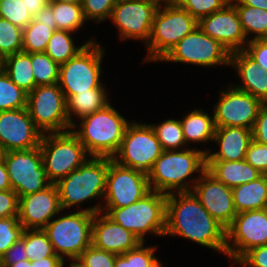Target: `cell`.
I'll return each instance as SVG.
<instances>
[{
    "instance_id": "24",
    "label": "cell",
    "mask_w": 267,
    "mask_h": 267,
    "mask_svg": "<svg viewBox=\"0 0 267 267\" xmlns=\"http://www.w3.org/2000/svg\"><path fill=\"white\" fill-rule=\"evenodd\" d=\"M230 65L236 67L243 86L237 89L245 91L262 103H267V72L252 60L243 50L232 52Z\"/></svg>"
},
{
    "instance_id": "55",
    "label": "cell",
    "mask_w": 267,
    "mask_h": 267,
    "mask_svg": "<svg viewBox=\"0 0 267 267\" xmlns=\"http://www.w3.org/2000/svg\"><path fill=\"white\" fill-rule=\"evenodd\" d=\"M232 1L233 3L235 1L233 5H246L267 10V0H230V2Z\"/></svg>"
},
{
    "instance_id": "18",
    "label": "cell",
    "mask_w": 267,
    "mask_h": 267,
    "mask_svg": "<svg viewBox=\"0 0 267 267\" xmlns=\"http://www.w3.org/2000/svg\"><path fill=\"white\" fill-rule=\"evenodd\" d=\"M214 109L215 127L253 128L262 102L237 88L222 91Z\"/></svg>"
},
{
    "instance_id": "38",
    "label": "cell",
    "mask_w": 267,
    "mask_h": 267,
    "mask_svg": "<svg viewBox=\"0 0 267 267\" xmlns=\"http://www.w3.org/2000/svg\"><path fill=\"white\" fill-rule=\"evenodd\" d=\"M23 51V29L10 21L0 18V56Z\"/></svg>"
},
{
    "instance_id": "40",
    "label": "cell",
    "mask_w": 267,
    "mask_h": 267,
    "mask_svg": "<svg viewBox=\"0 0 267 267\" xmlns=\"http://www.w3.org/2000/svg\"><path fill=\"white\" fill-rule=\"evenodd\" d=\"M25 227L18 216L0 218V258L15 243L22 239Z\"/></svg>"
},
{
    "instance_id": "60",
    "label": "cell",
    "mask_w": 267,
    "mask_h": 267,
    "mask_svg": "<svg viewBox=\"0 0 267 267\" xmlns=\"http://www.w3.org/2000/svg\"><path fill=\"white\" fill-rule=\"evenodd\" d=\"M70 267H84L81 263H79L77 260H73L70 264Z\"/></svg>"
},
{
    "instance_id": "15",
    "label": "cell",
    "mask_w": 267,
    "mask_h": 267,
    "mask_svg": "<svg viewBox=\"0 0 267 267\" xmlns=\"http://www.w3.org/2000/svg\"><path fill=\"white\" fill-rule=\"evenodd\" d=\"M231 53L198 27L181 39L161 61L202 66L230 65Z\"/></svg>"
},
{
    "instance_id": "19",
    "label": "cell",
    "mask_w": 267,
    "mask_h": 267,
    "mask_svg": "<svg viewBox=\"0 0 267 267\" xmlns=\"http://www.w3.org/2000/svg\"><path fill=\"white\" fill-rule=\"evenodd\" d=\"M192 192L209 214L227 228L237 212L234 207L232 188L217 180L207 170L194 180Z\"/></svg>"
},
{
    "instance_id": "29",
    "label": "cell",
    "mask_w": 267,
    "mask_h": 267,
    "mask_svg": "<svg viewBox=\"0 0 267 267\" xmlns=\"http://www.w3.org/2000/svg\"><path fill=\"white\" fill-rule=\"evenodd\" d=\"M183 136L186 144L188 141L199 142L214 139L215 124L214 117H209L201 109L193 110L182 121L180 120Z\"/></svg>"
},
{
    "instance_id": "39",
    "label": "cell",
    "mask_w": 267,
    "mask_h": 267,
    "mask_svg": "<svg viewBox=\"0 0 267 267\" xmlns=\"http://www.w3.org/2000/svg\"><path fill=\"white\" fill-rule=\"evenodd\" d=\"M26 8L23 0H0V18L23 29L33 20Z\"/></svg>"
},
{
    "instance_id": "28",
    "label": "cell",
    "mask_w": 267,
    "mask_h": 267,
    "mask_svg": "<svg viewBox=\"0 0 267 267\" xmlns=\"http://www.w3.org/2000/svg\"><path fill=\"white\" fill-rule=\"evenodd\" d=\"M3 71L13 83L27 93L36 87L30 53L22 51L6 56L3 58Z\"/></svg>"
},
{
    "instance_id": "48",
    "label": "cell",
    "mask_w": 267,
    "mask_h": 267,
    "mask_svg": "<svg viewBox=\"0 0 267 267\" xmlns=\"http://www.w3.org/2000/svg\"><path fill=\"white\" fill-rule=\"evenodd\" d=\"M237 262L248 267H267V244L250 249Z\"/></svg>"
},
{
    "instance_id": "50",
    "label": "cell",
    "mask_w": 267,
    "mask_h": 267,
    "mask_svg": "<svg viewBox=\"0 0 267 267\" xmlns=\"http://www.w3.org/2000/svg\"><path fill=\"white\" fill-rule=\"evenodd\" d=\"M28 259L25 247V231L20 241L15 242L0 258V265H13Z\"/></svg>"
},
{
    "instance_id": "27",
    "label": "cell",
    "mask_w": 267,
    "mask_h": 267,
    "mask_svg": "<svg viewBox=\"0 0 267 267\" xmlns=\"http://www.w3.org/2000/svg\"><path fill=\"white\" fill-rule=\"evenodd\" d=\"M106 92L101 85L98 88L88 89V91L79 92L78 94L66 98V111L70 125L75 128L77 125L71 119V112L83 118L108 105Z\"/></svg>"
},
{
    "instance_id": "11",
    "label": "cell",
    "mask_w": 267,
    "mask_h": 267,
    "mask_svg": "<svg viewBox=\"0 0 267 267\" xmlns=\"http://www.w3.org/2000/svg\"><path fill=\"white\" fill-rule=\"evenodd\" d=\"M162 152L163 149L150 124L129 123L117 155L112 159L122 166L148 174Z\"/></svg>"
},
{
    "instance_id": "3",
    "label": "cell",
    "mask_w": 267,
    "mask_h": 267,
    "mask_svg": "<svg viewBox=\"0 0 267 267\" xmlns=\"http://www.w3.org/2000/svg\"><path fill=\"white\" fill-rule=\"evenodd\" d=\"M128 121L110 104L81 118L80 131L73 130L91 157L114 158L117 154Z\"/></svg>"
},
{
    "instance_id": "17",
    "label": "cell",
    "mask_w": 267,
    "mask_h": 267,
    "mask_svg": "<svg viewBox=\"0 0 267 267\" xmlns=\"http://www.w3.org/2000/svg\"><path fill=\"white\" fill-rule=\"evenodd\" d=\"M42 135L27 107L0 111V145L4 152L40 147Z\"/></svg>"
},
{
    "instance_id": "6",
    "label": "cell",
    "mask_w": 267,
    "mask_h": 267,
    "mask_svg": "<svg viewBox=\"0 0 267 267\" xmlns=\"http://www.w3.org/2000/svg\"><path fill=\"white\" fill-rule=\"evenodd\" d=\"M108 165L107 157L88 158L78 169L60 179L56 186L62 210L88 199L104 197Z\"/></svg>"
},
{
    "instance_id": "53",
    "label": "cell",
    "mask_w": 267,
    "mask_h": 267,
    "mask_svg": "<svg viewBox=\"0 0 267 267\" xmlns=\"http://www.w3.org/2000/svg\"><path fill=\"white\" fill-rule=\"evenodd\" d=\"M26 5V9L29 11L31 16L36 15L42 10L49 2V0H23Z\"/></svg>"
},
{
    "instance_id": "47",
    "label": "cell",
    "mask_w": 267,
    "mask_h": 267,
    "mask_svg": "<svg viewBox=\"0 0 267 267\" xmlns=\"http://www.w3.org/2000/svg\"><path fill=\"white\" fill-rule=\"evenodd\" d=\"M18 204L19 198L14 190L0 191V218L18 216Z\"/></svg>"
},
{
    "instance_id": "51",
    "label": "cell",
    "mask_w": 267,
    "mask_h": 267,
    "mask_svg": "<svg viewBox=\"0 0 267 267\" xmlns=\"http://www.w3.org/2000/svg\"><path fill=\"white\" fill-rule=\"evenodd\" d=\"M33 20L46 24H52V29L54 31L56 30V22L53 16V10L48 4L33 16Z\"/></svg>"
},
{
    "instance_id": "49",
    "label": "cell",
    "mask_w": 267,
    "mask_h": 267,
    "mask_svg": "<svg viewBox=\"0 0 267 267\" xmlns=\"http://www.w3.org/2000/svg\"><path fill=\"white\" fill-rule=\"evenodd\" d=\"M252 140L267 145V103H262L252 128Z\"/></svg>"
},
{
    "instance_id": "62",
    "label": "cell",
    "mask_w": 267,
    "mask_h": 267,
    "mask_svg": "<svg viewBox=\"0 0 267 267\" xmlns=\"http://www.w3.org/2000/svg\"><path fill=\"white\" fill-rule=\"evenodd\" d=\"M3 154H4V151H3V149H2V147L0 145V159L3 158Z\"/></svg>"
},
{
    "instance_id": "14",
    "label": "cell",
    "mask_w": 267,
    "mask_h": 267,
    "mask_svg": "<svg viewBox=\"0 0 267 267\" xmlns=\"http://www.w3.org/2000/svg\"><path fill=\"white\" fill-rule=\"evenodd\" d=\"M231 240L234 247L228 242ZM266 244L267 208L237 213L226 228L225 254L235 263L250 249Z\"/></svg>"
},
{
    "instance_id": "34",
    "label": "cell",
    "mask_w": 267,
    "mask_h": 267,
    "mask_svg": "<svg viewBox=\"0 0 267 267\" xmlns=\"http://www.w3.org/2000/svg\"><path fill=\"white\" fill-rule=\"evenodd\" d=\"M30 60L36 87L58 83L60 66L45 52L30 53Z\"/></svg>"
},
{
    "instance_id": "25",
    "label": "cell",
    "mask_w": 267,
    "mask_h": 267,
    "mask_svg": "<svg viewBox=\"0 0 267 267\" xmlns=\"http://www.w3.org/2000/svg\"><path fill=\"white\" fill-rule=\"evenodd\" d=\"M206 170L229 188H233L262 175L245 159L240 161H206Z\"/></svg>"
},
{
    "instance_id": "23",
    "label": "cell",
    "mask_w": 267,
    "mask_h": 267,
    "mask_svg": "<svg viewBox=\"0 0 267 267\" xmlns=\"http://www.w3.org/2000/svg\"><path fill=\"white\" fill-rule=\"evenodd\" d=\"M214 142L219 144V151L206 155V161H240L252 141V130L242 127H216Z\"/></svg>"
},
{
    "instance_id": "5",
    "label": "cell",
    "mask_w": 267,
    "mask_h": 267,
    "mask_svg": "<svg viewBox=\"0 0 267 267\" xmlns=\"http://www.w3.org/2000/svg\"><path fill=\"white\" fill-rule=\"evenodd\" d=\"M167 194L151 190L137 202L123 208H106L105 214L144 242L145 233L163 236L166 228Z\"/></svg>"
},
{
    "instance_id": "44",
    "label": "cell",
    "mask_w": 267,
    "mask_h": 267,
    "mask_svg": "<svg viewBox=\"0 0 267 267\" xmlns=\"http://www.w3.org/2000/svg\"><path fill=\"white\" fill-rule=\"evenodd\" d=\"M141 242L130 250V267H162L161 263L153 255L155 247H143Z\"/></svg>"
},
{
    "instance_id": "4",
    "label": "cell",
    "mask_w": 267,
    "mask_h": 267,
    "mask_svg": "<svg viewBox=\"0 0 267 267\" xmlns=\"http://www.w3.org/2000/svg\"><path fill=\"white\" fill-rule=\"evenodd\" d=\"M98 205L50 221L43 230L47 233L53 250L62 260L64 256L77 260L92 245L94 214L101 213Z\"/></svg>"
},
{
    "instance_id": "12",
    "label": "cell",
    "mask_w": 267,
    "mask_h": 267,
    "mask_svg": "<svg viewBox=\"0 0 267 267\" xmlns=\"http://www.w3.org/2000/svg\"><path fill=\"white\" fill-rule=\"evenodd\" d=\"M3 159L11 188L18 198L42 191L51 184L43 165L40 147L4 152Z\"/></svg>"
},
{
    "instance_id": "42",
    "label": "cell",
    "mask_w": 267,
    "mask_h": 267,
    "mask_svg": "<svg viewBox=\"0 0 267 267\" xmlns=\"http://www.w3.org/2000/svg\"><path fill=\"white\" fill-rule=\"evenodd\" d=\"M77 261L84 267H114L116 254L97 249L91 245L81 253Z\"/></svg>"
},
{
    "instance_id": "56",
    "label": "cell",
    "mask_w": 267,
    "mask_h": 267,
    "mask_svg": "<svg viewBox=\"0 0 267 267\" xmlns=\"http://www.w3.org/2000/svg\"><path fill=\"white\" fill-rule=\"evenodd\" d=\"M114 267H130V250L123 254L116 255Z\"/></svg>"
},
{
    "instance_id": "21",
    "label": "cell",
    "mask_w": 267,
    "mask_h": 267,
    "mask_svg": "<svg viewBox=\"0 0 267 267\" xmlns=\"http://www.w3.org/2000/svg\"><path fill=\"white\" fill-rule=\"evenodd\" d=\"M61 210L56 184H50L42 191L19 197L18 219L25 229H43Z\"/></svg>"
},
{
    "instance_id": "30",
    "label": "cell",
    "mask_w": 267,
    "mask_h": 267,
    "mask_svg": "<svg viewBox=\"0 0 267 267\" xmlns=\"http://www.w3.org/2000/svg\"><path fill=\"white\" fill-rule=\"evenodd\" d=\"M70 33L68 31L55 30L47 44L45 53L59 66L73 58L87 43L94 42L89 40V42L76 48Z\"/></svg>"
},
{
    "instance_id": "43",
    "label": "cell",
    "mask_w": 267,
    "mask_h": 267,
    "mask_svg": "<svg viewBox=\"0 0 267 267\" xmlns=\"http://www.w3.org/2000/svg\"><path fill=\"white\" fill-rule=\"evenodd\" d=\"M117 0H82V9L85 19H95L100 22L110 18Z\"/></svg>"
},
{
    "instance_id": "2",
    "label": "cell",
    "mask_w": 267,
    "mask_h": 267,
    "mask_svg": "<svg viewBox=\"0 0 267 267\" xmlns=\"http://www.w3.org/2000/svg\"><path fill=\"white\" fill-rule=\"evenodd\" d=\"M209 153L196 149L163 151L147 174L150 189L164 194H170L174 189L191 192L189 183L184 181L191 174L206 170V155Z\"/></svg>"
},
{
    "instance_id": "45",
    "label": "cell",
    "mask_w": 267,
    "mask_h": 267,
    "mask_svg": "<svg viewBox=\"0 0 267 267\" xmlns=\"http://www.w3.org/2000/svg\"><path fill=\"white\" fill-rule=\"evenodd\" d=\"M245 160L262 174H267V145L252 140L248 146Z\"/></svg>"
},
{
    "instance_id": "37",
    "label": "cell",
    "mask_w": 267,
    "mask_h": 267,
    "mask_svg": "<svg viewBox=\"0 0 267 267\" xmlns=\"http://www.w3.org/2000/svg\"><path fill=\"white\" fill-rule=\"evenodd\" d=\"M25 247L30 261L57 256L47 233L43 229H25Z\"/></svg>"
},
{
    "instance_id": "13",
    "label": "cell",
    "mask_w": 267,
    "mask_h": 267,
    "mask_svg": "<svg viewBox=\"0 0 267 267\" xmlns=\"http://www.w3.org/2000/svg\"><path fill=\"white\" fill-rule=\"evenodd\" d=\"M151 191L147 174L128 168L109 158L106 178V208H123L142 199Z\"/></svg>"
},
{
    "instance_id": "9",
    "label": "cell",
    "mask_w": 267,
    "mask_h": 267,
    "mask_svg": "<svg viewBox=\"0 0 267 267\" xmlns=\"http://www.w3.org/2000/svg\"><path fill=\"white\" fill-rule=\"evenodd\" d=\"M103 48L96 43H87L68 62L59 67L58 85L65 98L100 87L101 59Z\"/></svg>"
},
{
    "instance_id": "33",
    "label": "cell",
    "mask_w": 267,
    "mask_h": 267,
    "mask_svg": "<svg viewBox=\"0 0 267 267\" xmlns=\"http://www.w3.org/2000/svg\"><path fill=\"white\" fill-rule=\"evenodd\" d=\"M238 11L245 36L255 33L252 39L267 38V10L246 5H234Z\"/></svg>"
},
{
    "instance_id": "16",
    "label": "cell",
    "mask_w": 267,
    "mask_h": 267,
    "mask_svg": "<svg viewBox=\"0 0 267 267\" xmlns=\"http://www.w3.org/2000/svg\"><path fill=\"white\" fill-rule=\"evenodd\" d=\"M157 9L148 0H117L110 18L118 27L121 39H142L147 44Z\"/></svg>"
},
{
    "instance_id": "7",
    "label": "cell",
    "mask_w": 267,
    "mask_h": 267,
    "mask_svg": "<svg viewBox=\"0 0 267 267\" xmlns=\"http://www.w3.org/2000/svg\"><path fill=\"white\" fill-rule=\"evenodd\" d=\"M161 9L158 7L154 15L145 61L162 60L181 39L198 27V21L179 5Z\"/></svg>"
},
{
    "instance_id": "8",
    "label": "cell",
    "mask_w": 267,
    "mask_h": 267,
    "mask_svg": "<svg viewBox=\"0 0 267 267\" xmlns=\"http://www.w3.org/2000/svg\"><path fill=\"white\" fill-rule=\"evenodd\" d=\"M48 134L42 135L40 151L48 180L56 184L87 160V152L71 130Z\"/></svg>"
},
{
    "instance_id": "20",
    "label": "cell",
    "mask_w": 267,
    "mask_h": 267,
    "mask_svg": "<svg viewBox=\"0 0 267 267\" xmlns=\"http://www.w3.org/2000/svg\"><path fill=\"white\" fill-rule=\"evenodd\" d=\"M198 28L220 42L230 53L245 48L246 36L236 7L229 2L222 10L198 20Z\"/></svg>"
},
{
    "instance_id": "32",
    "label": "cell",
    "mask_w": 267,
    "mask_h": 267,
    "mask_svg": "<svg viewBox=\"0 0 267 267\" xmlns=\"http://www.w3.org/2000/svg\"><path fill=\"white\" fill-rule=\"evenodd\" d=\"M53 33L54 30L52 29V24L32 20L25 28H23V52H45Z\"/></svg>"
},
{
    "instance_id": "36",
    "label": "cell",
    "mask_w": 267,
    "mask_h": 267,
    "mask_svg": "<svg viewBox=\"0 0 267 267\" xmlns=\"http://www.w3.org/2000/svg\"><path fill=\"white\" fill-rule=\"evenodd\" d=\"M151 127L163 151L178 150L179 146L186 144L180 120L169 119L160 125L152 124Z\"/></svg>"
},
{
    "instance_id": "22",
    "label": "cell",
    "mask_w": 267,
    "mask_h": 267,
    "mask_svg": "<svg viewBox=\"0 0 267 267\" xmlns=\"http://www.w3.org/2000/svg\"><path fill=\"white\" fill-rule=\"evenodd\" d=\"M94 214L92 226V245L100 250L123 254L137 247L141 241L131 231L115 223L106 214Z\"/></svg>"
},
{
    "instance_id": "61",
    "label": "cell",
    "mask_w": 267,
    "mask_h": 267,
    "mask_svg": "<svg viewBox=\"0 0 267 267\" xmlns=\"http://www.w3.org/2000/svg\"><path fill=\"white\" fill-rule=\"evenodd\" d=\"M3 70V58L0 56V72Z\"/></svg>"
},
{
    "instance_id": "10",
    "label": "cell",
    "mask_w": 267,
    "mask_h": 267,
    "mask_svg": "<svg viewBox=\"0 0 267 267\" xmlns=\"http://www.w3.org/2000/svg\"><path fill=\"white\" fill-rule=\"evenodd\" d=\"M27 109L43 134L65 132L72 127L67 116L66 98L58 83L37 86L29 92Z\"/></svg>"
},
{
    "instance_id": "41",
    "label": "cell",
    "mask_w": 267,
    "mask_h": 267,
    "mask_svg": "<svg viewBox=\"0 0 267 267\" xmlns=\"http://www.w3.org/2000/svg\"><path fill=\"white\" fill-rule=\"evenodd\" d=\"M229 2L230 0H179L178 5L198 21L202 17L222 10Z\"/></svg>"
},
{
    "instance_id": "1",
    "label": "cell",
    "mask_w": 267,
    "mask_h": 267,
    "mask_svg": "<svg viewBox=\"0 0 267 267\" xmlns=\"http://www.w3.org/2000/svg\"><path fill=\"white\" fill-rule=\"evenodd\" d=\"M167 194L164 235H180L225 253L226 228L201 205L194 192Z\"/></svg>"
},
{
    "instance_id": "54",
    "label": "cell",
    "mask_w": 267,
    "mask_h": 267,
    "mask_svg": "<svg viewBox=\"0 0 267 267\" xmlns=\"http://www.w3.org/2000/svg\"><path fill=\"white\" fill-rule=\"evenodd\" d=\"M11 185H10V179H9V175L7 172V168L4 162V159L1 158L0 159V191H4V190H10Z\"/></svg>"
},
{
    "instance_id": "59",
    "label": "cell",
    "mask_w": 267,
    "mask_h": 267,
    "mask_svg": "<svg viewBox=\"0 0 267 267\" xmlns=\"http://www.w3.org/2000/svg\"><path fill=\"white\" fill-rule=\"evenodd\" d=\"M49 2H64L69 4H81L82 0H49Z\"/></svg>"
},
{
    "instance_id": "57",
    "label": "cell",
    "mask_w": 267,
    "mask_h": 267,
    "mask_svg": "<svg viewBox=\"0 0 267 267\" xmlns=\"http://www.w3.org/2000/svg\"><path fill=\"white\" fill-rule=\"evenodd\" d=\"M155 4L157 7H162V2H166L164 6H173V5H178L179 0H148Z\"/></svg>"
},
{
    "instance_id": "46",
    "label": "cell",
    "mask_w": 267,
    "mask_h": 267,
    "mask_svg": "<svg viewBox=\"0 0 267 267\" xmlns=\"http://www.w3.org/2000/svg\"><path fill=\"white\" fill-rule=\"evenodd\" d=\"M244 52L267 72V38L250 39Z\"/></svg>"
},
{
    "instance_id": "35",
    "label": "cell",
    "mask_w": 267,
    "mask_h": 267,
    "mask_svg": "<svg viewBox=\"0 0 267 267\" xmlns=\"http://www.w3.org/2000/svg\"><path fill=\"white\" fill-rule=\"evenodd\" d=\"M28 93L11 81L2 70L0 72V111L27 107Z\"/></svg>"
},
{
    "instance_id": "52",
    "label": "cell",
    "mask_w": 267,
    "mask_h": 267,
    "mask_svg": "<svg viewBox=\"0 0 267 267\" xmlns=\"http://www.w3.org/2000/svg\"><path fill=\"white\" fill-rule=\"evenodd\" d=\"M64 260L59 256H48L40 260H32V267H63Z\"/></svg>"
},
{
    "instance_id": "26",
    "label": "cell",
    "mask_w": 267,
    "mask_h": 267,
    "mask_svg": "<svg viewBox=\"0 0 267 267\" xmlns=\"http://www.w3.org/2000/svg\"><path fill=\"white\" fill-rule=\"evenodd\" d=\"M232 196L237 213L267 208V174L233 187Z\"/></svg>"
},
{
    "instance_id": "58",
    "label": "cell",
    "mask_w": 267,
    "mask_h": 267,
    "mask_svg": "<svg viewBox=\"0 0 267 267\" xmlns=\"http://www.w3.org/2000/svg\"><path fill=\"white\" fill-rule=\"evenodd\" d=\"M0 267H32V265L31 261L26 259V260H21L13 265H0Z\"/></svg>"
},
{
    "instance_id": "31",
    "label": "cell",
    "mask_w": 267,
    "mask_h": 267,
    "mask_svg": "<svg viewBox=\"0 0 267 267\" xmlns=\"http://www.w3.org/2000/svg\"><path fill=\"white\" fill-rule=\"evenodd\" d=\"M48 5L53 10L56 30L75 32L86 20L81 4L48 2Z\"/></svg>"
}]
</instances>
